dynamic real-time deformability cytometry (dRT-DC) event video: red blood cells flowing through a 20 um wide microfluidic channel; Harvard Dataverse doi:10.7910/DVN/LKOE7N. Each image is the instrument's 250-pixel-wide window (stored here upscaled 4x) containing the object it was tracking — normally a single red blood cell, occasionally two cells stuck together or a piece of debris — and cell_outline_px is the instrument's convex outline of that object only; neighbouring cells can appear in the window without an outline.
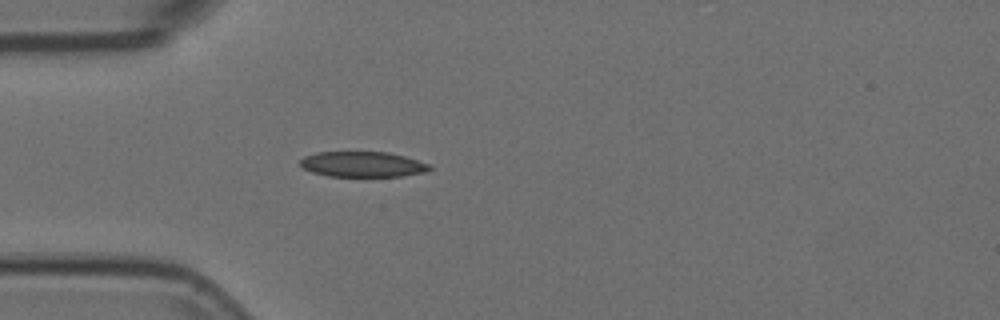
{"species": "Egyptian fruit bat (a non-hibernating species)", "species_latin": "Rousettus aegyptiacus", "temperature_condition": "room temperature", "stored_images_in_passage": 1, "camera_frame_rate_fps": 3000, "um_per_image_px": 0.085, "animal": {"sex": "female"}, "frame": {"image": 1, "passage_image": 1, "time_ms": 0.0, "image_size_px": [1000, 320], "cell_outline_px": [[432, 168], [424, 172], [400, 176], [328, 176], [312, 172], [300, 168], [300, 160], [304, 156], [316, 152], [388, 152], [404, 156], [432, 164]], "centroid_in_image_um": [30.8, 13.96], "position_along_channel_um": 54.2, "area_um2": 19.25}}